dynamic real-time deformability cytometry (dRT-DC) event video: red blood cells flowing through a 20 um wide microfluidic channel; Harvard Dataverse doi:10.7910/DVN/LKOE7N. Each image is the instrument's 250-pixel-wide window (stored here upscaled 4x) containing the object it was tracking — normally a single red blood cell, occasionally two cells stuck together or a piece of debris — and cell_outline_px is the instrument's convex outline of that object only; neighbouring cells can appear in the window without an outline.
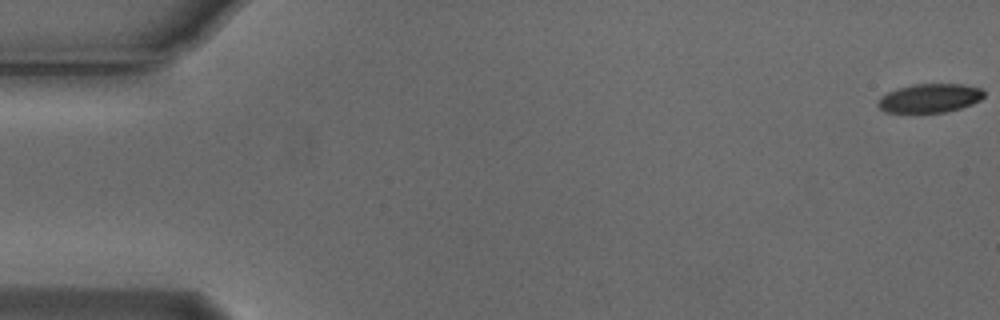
{"species": "Egyptian fruit bat (a non-hibernating species)", "species_latin": "Rousettus aegyptiacus", "temperature_condition": "cold", "stored_images_in_passage": 55, "camera_frame_rate_fps": 3000, "um_per_image_px": 0.085, "animal": {"sex": "male"}, "frame": {"image": 1, "passage_image": 1, "time_ms": 0.0, "image_size_px": [1000, 320], "cell_outline_px": [[984, 96], [980, 100], [972, 104], [960, 108], [944, 112], [884, 112], [876, 104], [880, 96], [896, 88], [912, 84], [964, 84], [984, 88]], "centroid_in_image_um": [79.03, 8.33], "position_along_channel_um": 6.0, "area_um2": 17.98}}
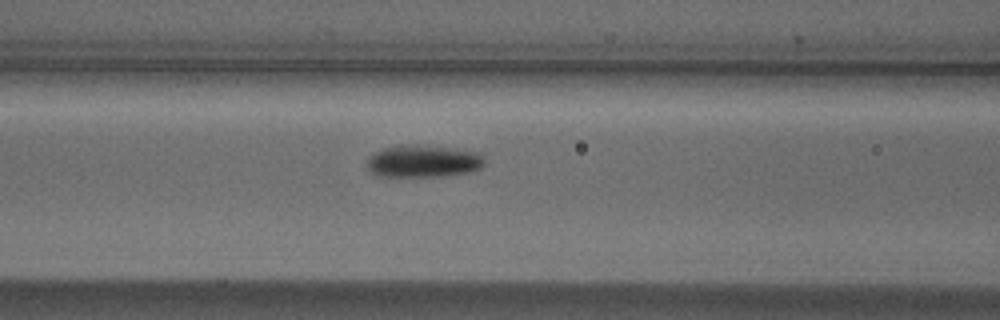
{"frame": {"image": 2, "passage_image": 23, "time_ms": 7.333, "image_size_px": [1000, 320], "cell_outline_px": [[484, 164], [480, 168], [468, 172], [448, 176], [376, 176], [368, 168], [368, 156], [384, 148], [408, 144], [428, 144], [484, 152]], "centroid_in_image_um": [36.05, 13.68], "position_along_channel_um": 130.6, "area_um2": 22.6}}
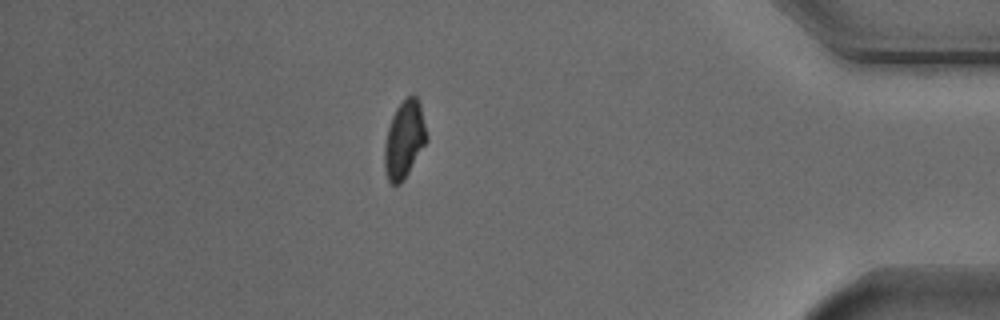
{"frame": {"image": 3, "passage_image": 48, "time_ms": 15.667, "image_size_px": [1000, 320], "cell_outline_px": [[428, 140], [404, 180], [400, 184], [392, 184], [388, 180], [384, 168], [384, 144], [388, 128], [392, 116], [396, 108], [412, 92], [416, 96], [420, 104], [428, 136]], "centroid_in_image_um": [34.37, 11.86], "position_along_channel_um": 400.8, "area_um2": 19.13}, "authors_computed_cell_mechanics": {"area_um2": 20.2878, "velocity_mm_per_s": 3.7577, "shape_relaxation_time_tau1_ms": 1.9518, "shape_relaxation_time_tau2_ms": null, "deformation_change_tau1": 0.0976, "deformation_change_tau2": null}}